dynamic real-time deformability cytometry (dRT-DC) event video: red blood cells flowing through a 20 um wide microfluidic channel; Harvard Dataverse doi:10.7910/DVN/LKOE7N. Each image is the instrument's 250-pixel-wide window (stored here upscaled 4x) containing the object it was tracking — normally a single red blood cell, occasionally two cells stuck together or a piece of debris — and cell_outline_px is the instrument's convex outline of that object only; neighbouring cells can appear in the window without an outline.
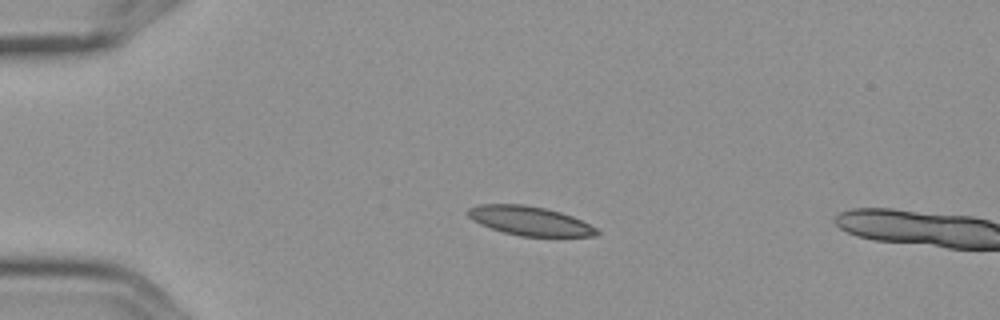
{"species": "Egyptian fruit bat (a non-hibernating species)", "species_latin": "Rousettus aegyptiacus", "temperature_condition": "cold", "stored_images_in_passage": 4, "camera_frame_rate_fps": 3000, "um_per_image_px": 0.085, "frame": {"image": 1, "passage_image": 3, "time_ms": 0.667, "image_size_px": [1000, 320], "cell_outline_px": [[600, 232], [596, 236], [520, 236], [504, 232], [480, 224], [472, 220], [468, 216], [468, 208], [480, 204], [524, 204], [544, 208], [560, 212], [572, 216], [596, 228]], "centroid_in_image_um": [45.01, 18.77], "position_along_channel_um": 40.0, "area_um2": 21.62}}